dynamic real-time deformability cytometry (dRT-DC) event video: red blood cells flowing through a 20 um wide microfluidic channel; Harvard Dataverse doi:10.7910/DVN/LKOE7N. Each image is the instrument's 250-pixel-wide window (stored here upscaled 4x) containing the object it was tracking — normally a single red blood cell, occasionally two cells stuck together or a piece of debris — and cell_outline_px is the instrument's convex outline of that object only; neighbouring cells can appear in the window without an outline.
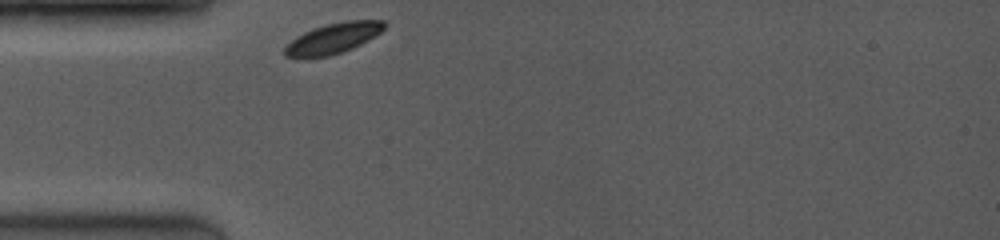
{"species": "common noctule bat (a hibernating species)", "species_latin": "Nyctalus noctula", "temperature_condition": "room temperature", "stored_images_in_passage": 28, "camera_frame_rate_fps": 4000, "um_per_image_px": 0.085, "animal": {"sex": "female", "body_mass_g": 19.0, "forearm_length_mm": 53.3}, "frame": {"image": 1, "passage_image": 1, "time_ms": 0.0, "image_size_px": [1000, 240], "cell_outline_px": [[384, 28], [380, 32], [368, 40], [352, 48], [328, 56], [284, 56], [284, 48], [296, 36], [312, 28], [328, 24], [348, 20], [384, 20]], "centroid_in_image_um": [28.33, 3.23], "position_along_channel_um": 56.7, "area_um2": 17.17}}
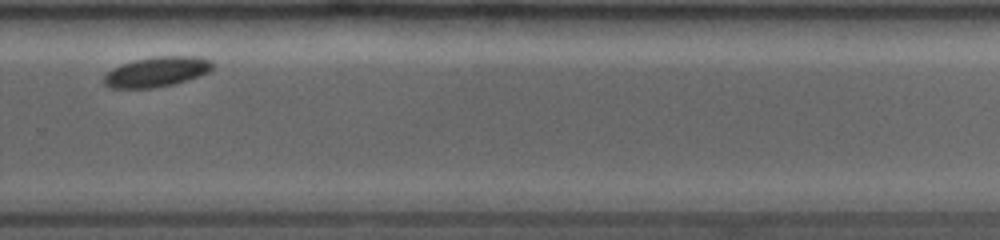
{"frame": {"image": 2, "passage_image": 22, "time_ms": 7.0, "image_size_px": [1000, 240], "cell_outline_px": [[216, 64], [208, 72], [172, 84], [152, 88], [112, 88], [104, 84], [104, 76], [112, 68], [120, 64], [136, 60], [156, 56], [200, 56], [212, 60]], "centroid_in_image_um": [13.33, 6.08], "position_along_channel_um": 316.5, "area_um2": 18.9}}
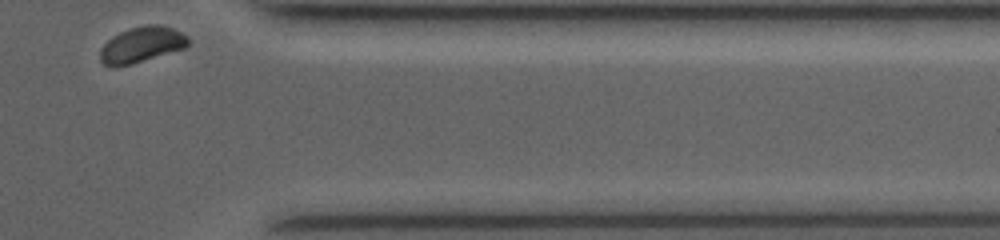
{"frame": {"image": 3, "passage_image": 28, "time_ms": 9.25, "image_size_px": [1000, 240], "cell_outline_px": [[188, 44], [184, 48], [132, 64], [116, 68], [112, 68], [104, 64], [100, 60], [100, 48], [112, 36], [120, 32], [132, 28], [148, 24], [160, 24], [172, 28], [188, 36]], "centroid_in_image_um": [12.0, 3.81], "position_along_channel_um": 399.4, "area_um2": 18.32}, "authors_computed_cell_mechanics": {"area_um2": 18.785, "velocity_mm_per_s": 3.7814, "shape_relaxation_time_tau1_ms": 1.6773, "shape_relaxation_time_tau2_ms": null, "deformation_change_tau1": 0.0691, "deformation_change_tau2": null}}